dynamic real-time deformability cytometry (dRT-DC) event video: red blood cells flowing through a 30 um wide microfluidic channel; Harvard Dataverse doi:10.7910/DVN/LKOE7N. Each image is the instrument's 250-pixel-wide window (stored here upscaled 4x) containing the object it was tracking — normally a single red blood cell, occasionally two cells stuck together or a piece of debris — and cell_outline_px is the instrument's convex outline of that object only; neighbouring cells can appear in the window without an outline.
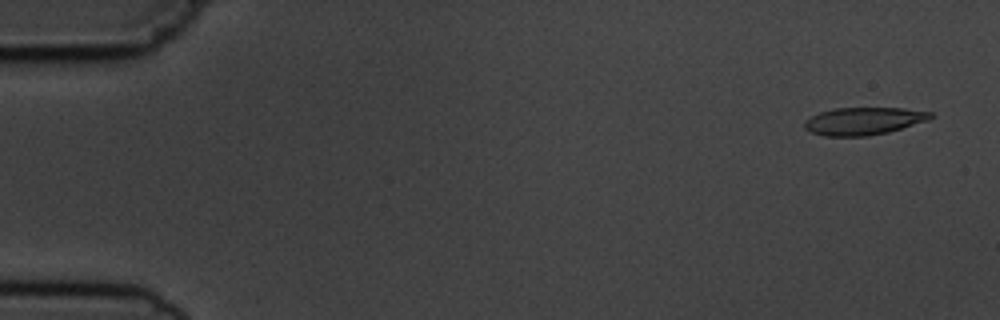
{"species": "common noctule bat (a hibernating species)", "species_latin": "Nyctalus noctula", "temperature_condition": "cold", "stored_images_in_passage": 4, "camera_frame_rate_fps": 3000, "um_per_image_px": 0.085, "animal": {"sex": "male", "body_mass_g": 19.5, "forearm_length_mm": 54.6}, "frame": {"image": 1, "passage_image": 1, "time_ms": 0.0, "image_size_px": [1000, 320], "cell_outline_px": [[932, 116], [928, 120], [888, 132], [868, 136], [824, 136], [812, 132], [804, 128], [804, 120], [820, 112], [836, 108], [904, 108], [932, 112]], "centroid_in_image_um": [73.39, 10.29], "position_along_channel_um": 11.6, "area_um2": 20.11}}